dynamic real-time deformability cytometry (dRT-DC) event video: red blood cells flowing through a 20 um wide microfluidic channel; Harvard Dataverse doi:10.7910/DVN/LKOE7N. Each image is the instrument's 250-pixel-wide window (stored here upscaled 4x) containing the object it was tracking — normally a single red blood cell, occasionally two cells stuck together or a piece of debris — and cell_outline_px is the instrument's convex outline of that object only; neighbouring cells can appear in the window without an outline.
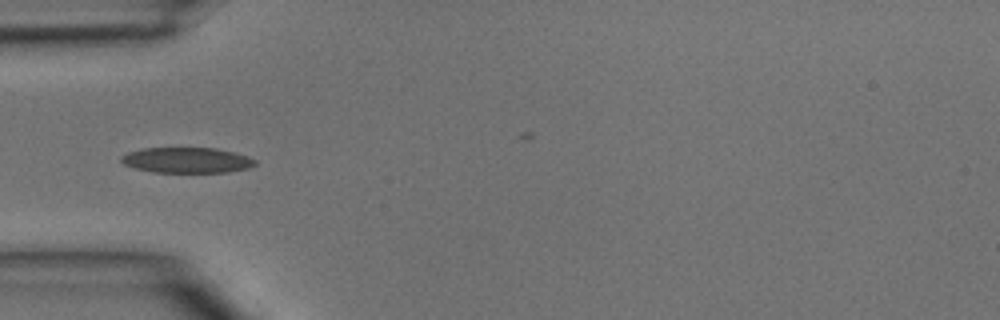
{"species": "common noctule bat (a hibernating species)", "species_latin": "Nyctalus noctula", "temperature_condition": "room temperature", "stored_images_in_passage": 2, "camera_frame_rate_fps": 3000, "um_per_image_px": 0.085, "animal": {"sex": "male", "body_mass_g": 15.6}, "frame": {"image": 1, "passage_image": 1, "time_ms": 0.0, "image_size_px": [1000, 320], "cell_outline_px": [[256, 164], [248, 168], [228, 172], [156, 172], [136, 168], [124, 164], [120, 160], [120, 156], [128, 152], [144, 148], [216, 148], [248, 156], [256, 160]], "centroid_in_image_um": [15.88, 13.61], "position_along_channel_um": 69.1, "area_um2": 19.77}}